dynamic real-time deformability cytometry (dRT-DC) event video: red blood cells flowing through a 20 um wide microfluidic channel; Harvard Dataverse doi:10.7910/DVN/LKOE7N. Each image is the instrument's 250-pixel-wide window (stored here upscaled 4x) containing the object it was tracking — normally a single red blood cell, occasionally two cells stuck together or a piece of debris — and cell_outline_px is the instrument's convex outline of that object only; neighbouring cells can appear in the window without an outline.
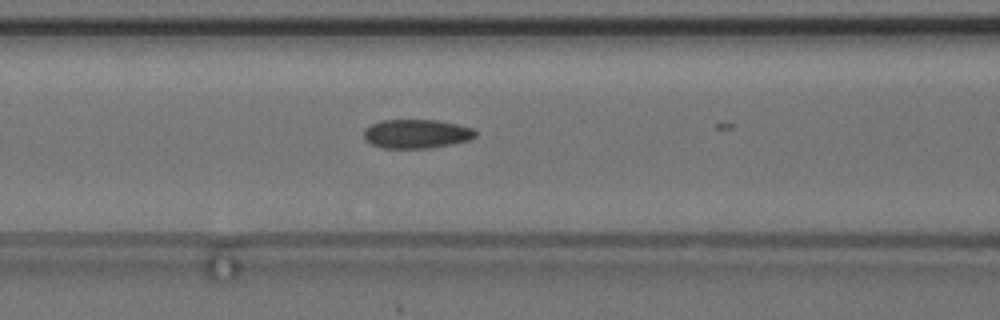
{"species": "common noctule bat (a hibernating species)", "species_latin": "Nyctalus noctula", "temperature_condition": "cold", "stored_images_in_passage": 9, "camera_frame_rate_fps": 3000, "um_per_image_px": 0.085, "animal": {"sex": "female", "body_mass_g": 24.6, "forearm_length_mm": 56.2}, "frame": {"image": 1, "passage_image": 6, "time_ms": 1.667, "image_size_px": [1000, 320], "cell_outline_px": [[476, 136], [468, 140], [452, 144], [432, 148], [384, 148], [372, 144], [364, 140], [364, 128], [380, 120], [436, 120], [456, 124], [472, 128], [476, 132]], "centroid_in_image_um": [35.38, 11.38], "position_along_channel_um": 131.2, "area_um2": 18.84}}